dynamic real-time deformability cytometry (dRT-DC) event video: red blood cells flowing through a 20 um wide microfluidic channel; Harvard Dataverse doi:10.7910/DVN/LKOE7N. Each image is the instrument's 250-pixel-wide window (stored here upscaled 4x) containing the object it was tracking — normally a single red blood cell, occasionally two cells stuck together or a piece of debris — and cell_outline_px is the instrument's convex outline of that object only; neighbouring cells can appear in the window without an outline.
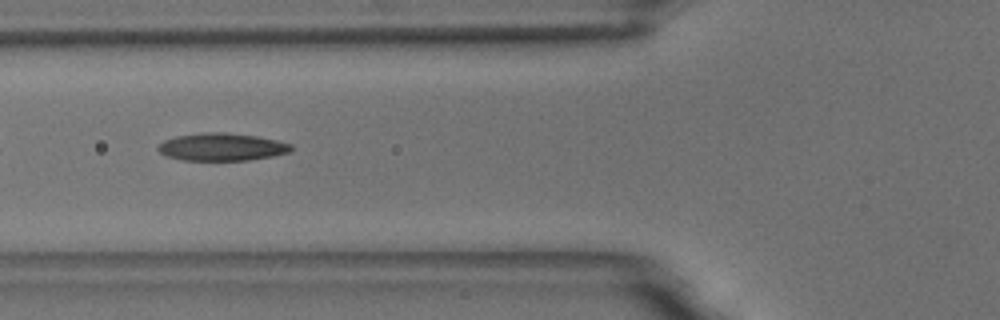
{"species": "common noctule bat (a hibernating species)", "species_latin": "Nyctalus noctula", "temperature_condition": "room temperature", "stored_images_in_passage": 18, "camera_frame_rate_fps": 3000, "um_per_image_px": 0.085, "animal": {"sex": "male", "body_mass_g": 18.8}, "frame": {"image": 1, "passage_image": 6, "time_ms": 1.667, "image_size_px": [1000, 320], "cell_outline_px": [[292, 152], [272, 156], [248, 160], [184, 160], [168, 156], [160, 152], [156, 148], [164, 140], [176, 136], [204, 132], [228, 132], [256, 136], [276, 140], [292, 144]], "centroid_in_image_um": [18.88, 12.48], "position_along_channel_um": 106.9, "area_um2": 21.39}}